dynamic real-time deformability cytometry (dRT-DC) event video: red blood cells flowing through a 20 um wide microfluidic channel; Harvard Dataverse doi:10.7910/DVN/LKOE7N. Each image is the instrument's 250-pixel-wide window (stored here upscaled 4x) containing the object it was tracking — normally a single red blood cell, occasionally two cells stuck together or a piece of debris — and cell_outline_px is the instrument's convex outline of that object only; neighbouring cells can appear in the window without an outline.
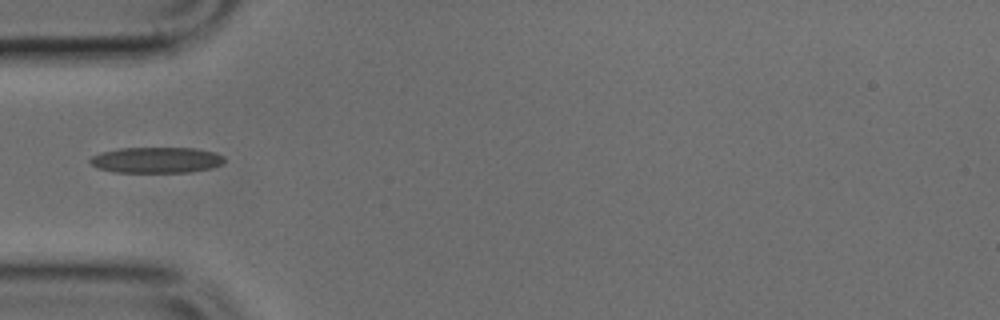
{"species": "common noctule bat (a hibernating species)", "species_latin": "Nyctalus noctula", "temperature_condition": "cold", "stored_images_in_passage": 3, "camera_frame_rate_fps": 3000, "um_per_image_px": 0.085, "animal": {"sex": "male", "body_mass_g": 17.9, "forearm_length_mm": 54.2}, "frame": {"image": 1, "passage_image": 3, "time_ms": 0.667, "image_size_px": [1000, 320], "cell_outline_px": [[224, 164], [212, 168], [188, 172], [116, 172], [96, 168], [88, 160], [92, 156], [100, 152], [120, 148], [192, 148], [216, 152], [224, 156]], "centroid_in_image_um": [13.3, 13.6], "position_along_channel_um": 71.7, "area_um2": 20.35}}